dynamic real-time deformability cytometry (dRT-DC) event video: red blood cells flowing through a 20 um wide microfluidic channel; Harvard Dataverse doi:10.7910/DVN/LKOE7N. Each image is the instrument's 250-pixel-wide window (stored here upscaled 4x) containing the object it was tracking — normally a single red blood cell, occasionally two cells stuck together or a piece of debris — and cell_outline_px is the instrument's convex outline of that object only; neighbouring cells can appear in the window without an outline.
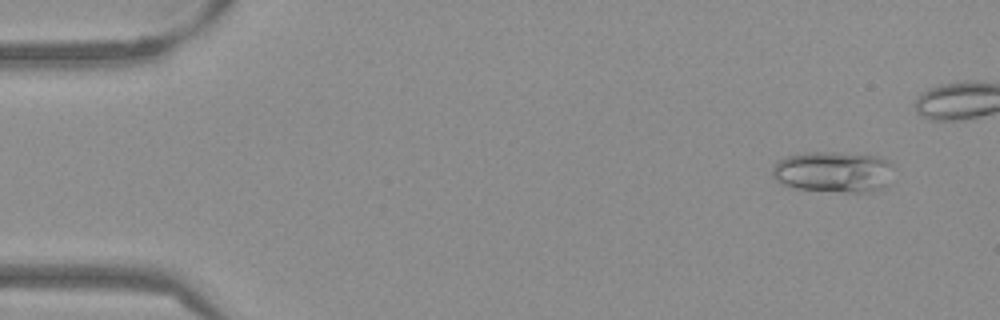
{"species": "Egyptian fruit bat (a non-hibernating species)", "species_latin": "Rousettus aegyptiacus", "temperature_condition": "warm", "stored_images_in_passage": 46, "camera_frame_rate_fps": 3000, "um_per_image_px": 0.085, "frame": {"image": 1, "passage_image": 4, "time_ms": 1.0, "image_size_px": [1000, 320], "cell_outline_px": [[892, 164], [884, 188], [868, 192], [844, 192], [796, 188], [780, 184], [772, 176], [772, 164], [788, 156], [804, 152], [836, 152], [876, 156], [888, 160]], "centroid_in_image_um": [70.77, 14.6], "position_along_channel_um": 14.2, "area_um2": 28.9}}
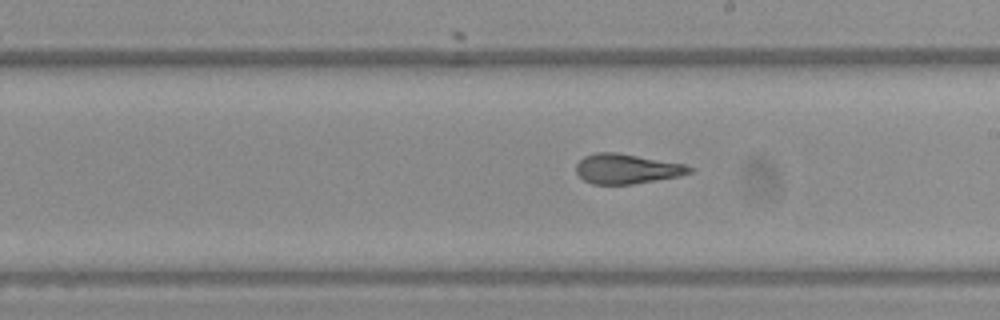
{"frame": {"image": 2, "passage_image": 30, "time_ms": 9.667, "image_size_px": [1000, 320], "cell_outline_px": [[696, 168], [692, 172], [680, 176], [632, 184], [592, 184], [584, 180], [576, 172], [576, 164], [584, 156], [596, 152], [616, 152], [684, 164]], "centroid_in_image_um": [53.28, 14.35], "position_along_channel_um": 235.7, "area_um2": 19.71}}
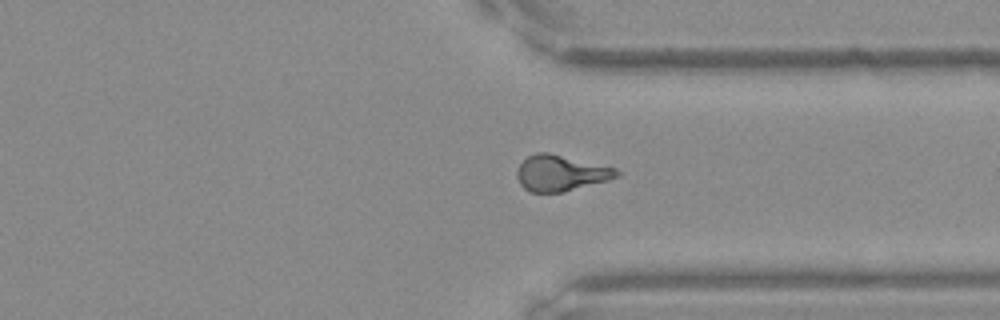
{"frame": {"image": 3, "passage_image": 40, "time_ms": 13.0, "image_size_px": [1000, 320], "cell_outline_px": [[620, 176], [608, 180], [564, 192], [528, 192], [520, 184], [516, 176], [516, 168], [528, 156], [536, 152], [548, 152], [616, 168], [620, 172]], "centroid_in_image_um": [47.64, 14.71], "position_along_channel_um": 363.8, "area_um2": 20.92}, "authors_computed_cell_mechanics": {"area_um2": 20.7502, "velocity_mm_per_s": 3.8407, "shape_relaxation_time_tau1_ms": 5.1574, "shape_relaxation_time_tau2_ms": 1.3052, "deformation_change_tau1": 0.2077, "deformation_change_tau2": 0.0982}}